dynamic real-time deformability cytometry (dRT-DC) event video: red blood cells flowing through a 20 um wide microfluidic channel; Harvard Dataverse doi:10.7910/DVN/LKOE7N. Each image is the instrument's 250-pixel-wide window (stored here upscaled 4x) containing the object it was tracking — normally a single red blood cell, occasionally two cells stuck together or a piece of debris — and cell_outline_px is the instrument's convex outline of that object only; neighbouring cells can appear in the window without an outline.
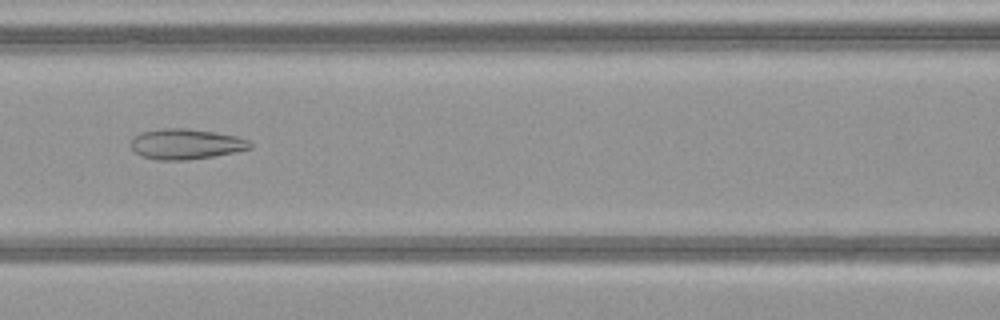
{"species": "common noctule bat (a hibernating species)", "species_latin": "Nyctalus noctula", "temperature_condition": "warm", "stored_images_in_passage": 50, "camera_frame_rate_fps": 3000, "um_per_image_px": 0.085, "animal": {"sex": "female", "body_mass_g": 21.9}, "frame": {"image": 1, "passage_image": 23, "time_ms": 7.333, "image_size_px": [1000, 320], "cell_outline_px": [[252, 148], [236, 152], [212, 156], [184, 160], [156, 160], [140, 156], [132, 148], [132, 136], [140, 132], [160, 128], [188, 128], [216, 132], [236, 136], [248, 140], [252, 144]], "centroid_in_image_um": [15.79, 12.23], "position_along_channel_um": 150.8, "area_um2": 21.27}}
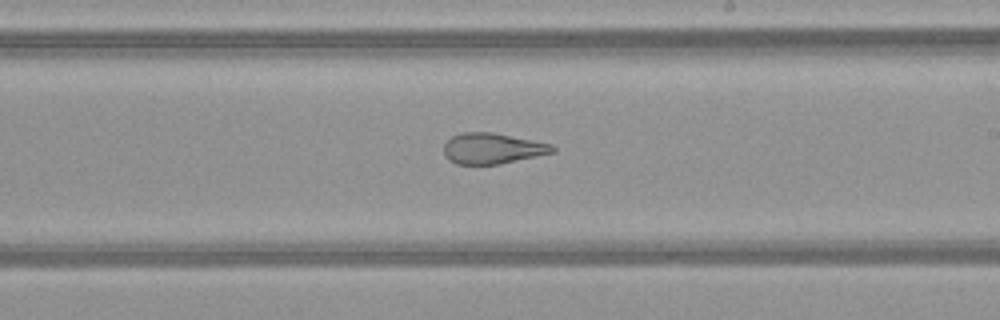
{"frame": {"image": 2, "passage_image": 30, "time_ms": 9.667, "image_size_px": [1000, 320], "cell_outline_px": [[556, 152], [500, 164], [456, 164], [448, 160], [444, 156], [444, 144], [452, 136], [460, 132], [492, 132], [552, 144], [556, 148]], "centroid_in_image_um": [41.84, 12.62], "position_along_channel_um": 247.2, "area_um2": 19.59}}
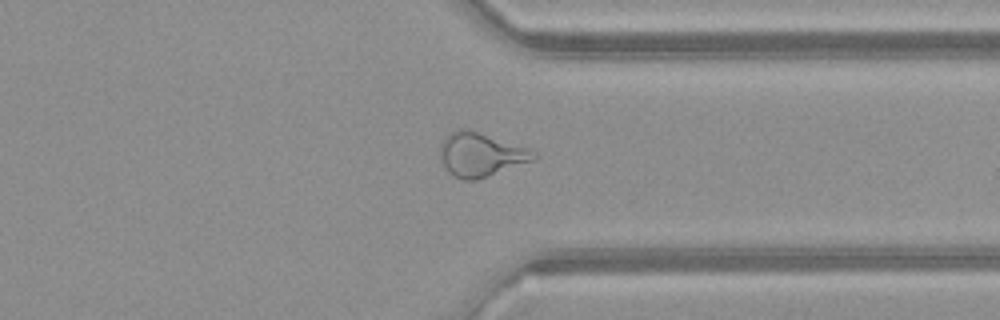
{"frame": {"image": 3, "passage_image": 39, "time_ms": 12.667, "image_size_px": [1000, 320], "cell_outline_px": [[540, 156], [536, 160], [476, 180], [460, 180], [452, 176], [448, 172], [440, 156], [440, 144], [452, 132], [460, 128], [464, 128], [532, 148]], "centroid_in_image_um": [40.93, 13.16], "position_along_channel_um": 370.5, "area_um2": 24.1}, "authors_computed_cell_mechanics": {"area_um2": 25.8366, "velocity_mm_per_s": 4.1426, "shape_relaxation_time_tau1_ms": null, "shape_relaxation_time_tau2_ms": 1.7584, "deformation_change_tau1": null, "deformation_change_tau2": 0.1127}}